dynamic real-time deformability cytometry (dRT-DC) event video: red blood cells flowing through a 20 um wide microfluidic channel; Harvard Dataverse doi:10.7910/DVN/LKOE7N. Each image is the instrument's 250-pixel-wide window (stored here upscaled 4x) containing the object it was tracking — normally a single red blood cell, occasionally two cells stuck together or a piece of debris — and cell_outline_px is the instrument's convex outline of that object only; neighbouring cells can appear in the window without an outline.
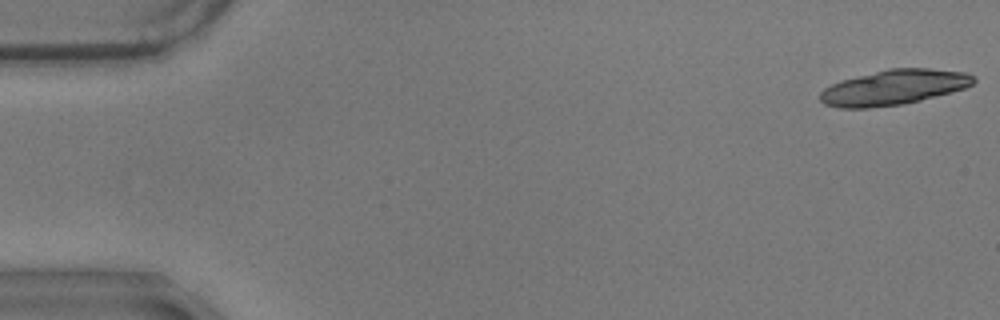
{"species": "common noctule bat (a hibernating species)", "species_latin": "Nyctalus noctula", "temperature_condition": "warm", "stored_images_in_passage": 19, "camera_frame_rate_fps": 3000, "um_per_image_px": 0.085, "animal": {"sex": "male", "body_mass_g": 17.9}, "frame": {"image": 1, "passage_image": 1, "time_ms": 0.0, "image_size_px": [1000, 320], "cell_outline_px": [[976, 80], [972, 84], [964, 88], [952, 92], [904, 104], [868, 108], [840, 108], [824, 104], [820, 100], [820, 92], [824, 88], [840, 80], [888, 68], [928, 68], [968, 72], [976, 76]], "centroid_in_image_um": [75.99, 7.42], "position_along_channel_um": 9.0, "area_um2": 31.62}}